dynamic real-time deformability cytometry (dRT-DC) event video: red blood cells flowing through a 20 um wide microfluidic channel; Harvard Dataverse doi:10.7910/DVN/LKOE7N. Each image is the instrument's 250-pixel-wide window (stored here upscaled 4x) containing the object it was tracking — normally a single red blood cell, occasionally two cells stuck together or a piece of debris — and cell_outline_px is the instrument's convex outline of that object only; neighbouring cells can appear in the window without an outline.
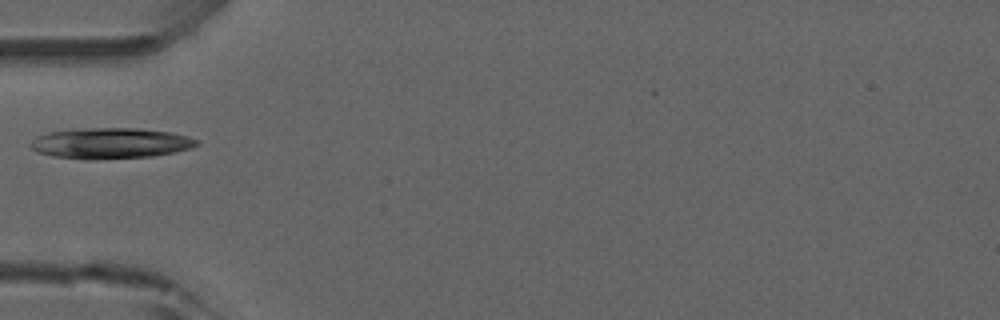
{"species": "common noctule bat (a hibernating species)", "species_latin": "Nyctalus noctula", "temperature_condition": "room temperature", "stored_images_in_passage": 12, "camera_frame_rate_fps": 3000, "um_per_image_px": 0.085, "animal": {"sex": "male", "forearm_length_mm": 52.5}, "frame": {"image": 1, "passage_image": 1, "time_ms": 0.0, "image_size_px": [1000, 320], "cell_outline_px": [[200, 144], [176, 152], [152, 156], [88, 160], [52, 156], [36, 152], [32, 148], [32, 140], [48, 132], [84, 128], [136, 128], [168, 132], [188, 136], [200, 140]], "centroid_in_image_um": [9.41, 12.18], "position_along_channel_um": 75.6, "area_um2": 29.65}}
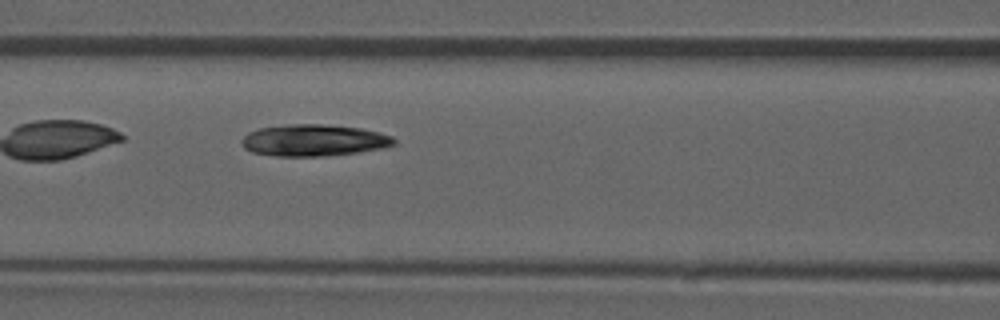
{"frame": {"image": 2, "passage_image": 6, "time_ms": 1.667, "image_size_px": [1000, 320], "cell_outline_px": [[396, 144], [380, 148], [356, 152], [324, 156], [276, 156], [252, 152], [244, 148], [240, 144], [240, 140], [248, 132], [260, 128], [288, 124], [320, 124], [360, 128], [392, 136], [396, 140]], "centroid_in_image_um": [26.62, 11.92], "position_along_channel_um": 140.0, "area_um2": 27.98}}